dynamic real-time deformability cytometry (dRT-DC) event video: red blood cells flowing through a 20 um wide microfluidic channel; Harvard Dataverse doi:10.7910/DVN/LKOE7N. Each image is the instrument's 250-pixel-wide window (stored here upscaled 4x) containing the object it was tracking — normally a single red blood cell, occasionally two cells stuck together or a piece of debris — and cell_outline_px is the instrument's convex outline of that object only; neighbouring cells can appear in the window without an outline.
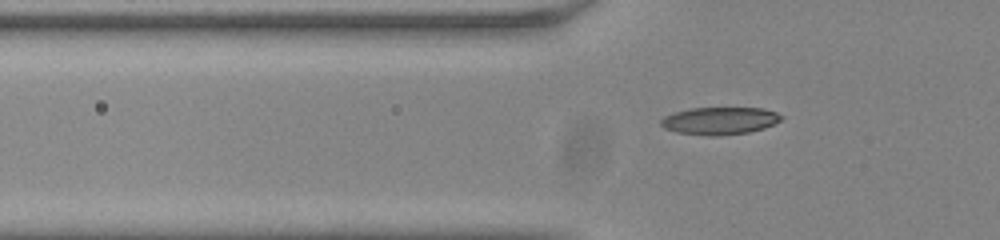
{"species": "common noctule bat (a hibernating species)", "species_latin": "Nyctalus noctula", "temperature_condition": "room temperature", "stored_images_in_passage": 30, "camera_frame_rate_fps": 3000, "um_per_image_px": 0.085, "animal": {"sex": "male", "body_mass_g": 20.0, "forearm_length_mm": 53.3}, "frame": {"image": 1, "passage_image": 2, "time_ms": 0.333, "image_size_px": [1000, 240], "cell_outline_px": [[784, 116], [780, 120], [764, 128], [748, 132], [716, 136], [708, 136], [676, 132], [664, 128], [660, 124], [660, 120], [664, 116], [672, 112], [692, 108], [764, 108], [776, 112]], "centroid_in_image_um": [61.14, 10.26], "position_along_channel_um": 64.7, "area_um2": 19.31}}
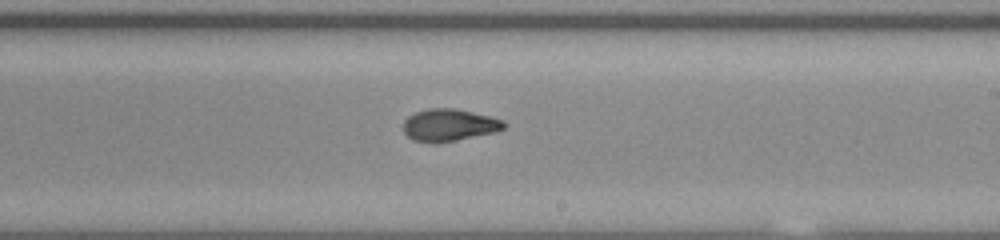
{"frame": {"image": 2, "passage_image": 17, "time_ms": 5.333, "image_size_px": [1000, 240], "cell_outline_px": [[504, 128], [492, 132], [456, 140], [436, 144], [412, 140], [404, 132], [404, 120], [408, 116], [416, 112], [428, 108], [456, 108], [504, 120]], "centroid_in_image_um": [38.12, 10.63], "position_along_channel_um": 250.9, "area_um2": 18.73}}
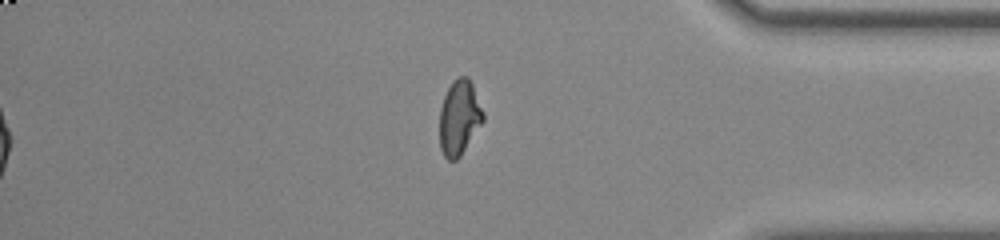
{"frame": {"image": 3, "passage_image": 30, "time_ms": 9.667, "image_size_px": [1000, 240], "cell_outline_px": [[484, 120], [460, 156], [456, 160], [448, 160], [444, 156], [440, 148], [440, 108], [444, 96], [452, 80], [456, 76], [468, 76], [472, 84], [484, 112]], "centroid_in_image_um": [39.03, 9.97], "position_along_channel_um": 396.2, "area_um2": 19.02}, "authors_computed_cell_mechanics": {"area_um2": 18.7561, "velocity_mm_per_s": 3.8109, "shape_relaxation_time_tau1_ms": 5.6427, "shape_relaxation_time_tau2_ms": 1.14, "deformation_change_tau1": 0.2188, "deformation_change_tau2": 0.0676}}